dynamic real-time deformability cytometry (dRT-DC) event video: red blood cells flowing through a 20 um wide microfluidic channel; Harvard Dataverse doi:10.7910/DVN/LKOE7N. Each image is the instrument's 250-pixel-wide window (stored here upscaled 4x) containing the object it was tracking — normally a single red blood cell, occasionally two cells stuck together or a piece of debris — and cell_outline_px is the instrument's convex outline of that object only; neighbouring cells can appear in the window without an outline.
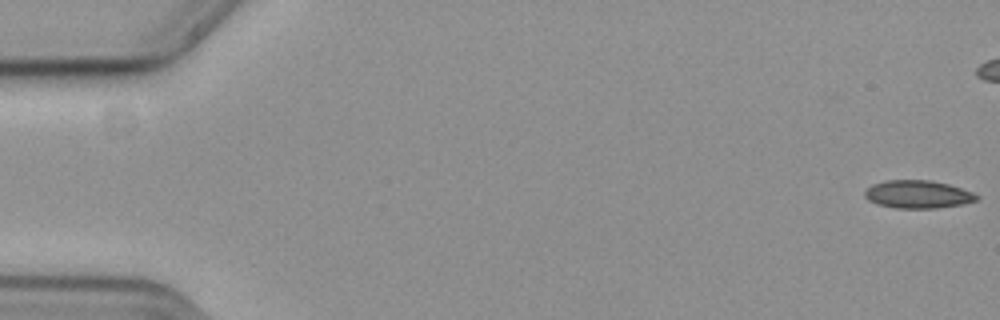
{"species": "common noctule bat (a hibernating species)", "species_latin": "Nyctalus noctula", "temperature_condition": "cold", "stored_images_in_passage": 47, "camera_frame_rate_fps": 3000, "um_per_image_px": 0.085, "animal": {"sex": "female", "body_mass_g": 19.3, "forearm_length_mm": 54.1}, "frame": {"image": 1, "passage_image": 1, "time_ms": 0.0, "image_size_px": [1000, 320], "cell_outline_px": [[980, 196], [976, 200], [964, 204], [936, 208], [896, 208], [876, 204], [868, 200], [864, 196], [864, 192], [872, 184], [888, 180], [928, 180], [948, 184], [972, 192]], "centroid_in_image_um": [78.0, 16.52], "position_along_channel_um": 7.0, "area_um2": 18.15}}
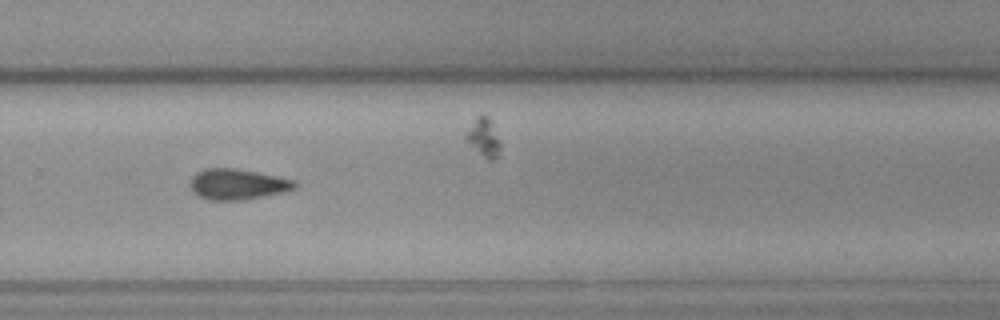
{"frame": {"image": 2, "passage_image": 39, "time_ms": 12.667, "image_size_px": [1000, 320], "cell_outline_px": [[296, 188], [280, 192], [240, 200], [208, 200], [200, 196], [192, 188], [192, 176], [196, 172], [204, 168], [236, 168], [296, 180]], "centroid_in_image_um": [20.18, 15.64], "position_along_channel_um": 309.6, "area_um2": 18.26}}